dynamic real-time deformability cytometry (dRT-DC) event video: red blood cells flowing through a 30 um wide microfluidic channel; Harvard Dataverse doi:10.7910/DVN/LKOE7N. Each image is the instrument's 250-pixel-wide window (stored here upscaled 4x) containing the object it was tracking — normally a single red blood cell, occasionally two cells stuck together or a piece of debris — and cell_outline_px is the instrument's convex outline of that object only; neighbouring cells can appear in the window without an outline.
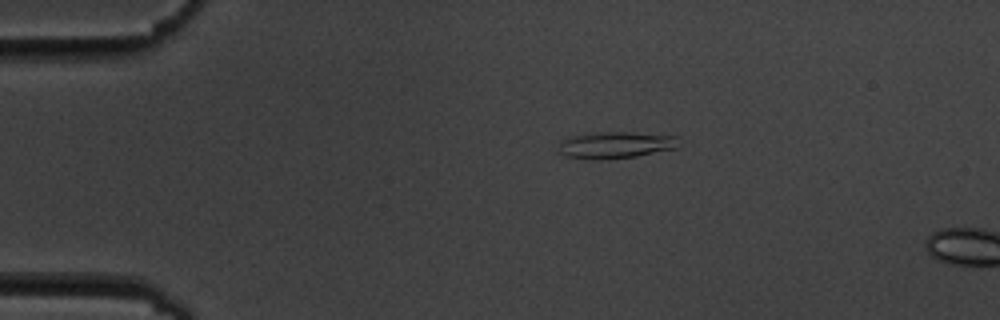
{"species": "common noctule bat (a hibernating species)", "species_latin": "Nyctalus noctula", "temperature_condition": "cold", "stored_images_in_passage": 6, "segment_of_instrument_passage": [2, 2], "camera_frame_rate_fps": 3000, "um_per_image_px": 0.085, "animal": {"sex": "male", "body_mass_g": 19.5, "forearm_length_mm": 54.6}, "frame": {"image": 1, "passage_image": 6, "time_ms": 6.667, "image_size_px": [1000, 320], "cell_outline_px": [[680, 136], [676, 148], [636, 156], [608, 160], [596, 160], [564, 156], [560, 152], [560, 140], [568, 136], [592, 132], [632, 132]], "centroid_in_image_um": [52.3, 12.32], "position_along_channel_um": 32.7, "area_um2": 19.02}}